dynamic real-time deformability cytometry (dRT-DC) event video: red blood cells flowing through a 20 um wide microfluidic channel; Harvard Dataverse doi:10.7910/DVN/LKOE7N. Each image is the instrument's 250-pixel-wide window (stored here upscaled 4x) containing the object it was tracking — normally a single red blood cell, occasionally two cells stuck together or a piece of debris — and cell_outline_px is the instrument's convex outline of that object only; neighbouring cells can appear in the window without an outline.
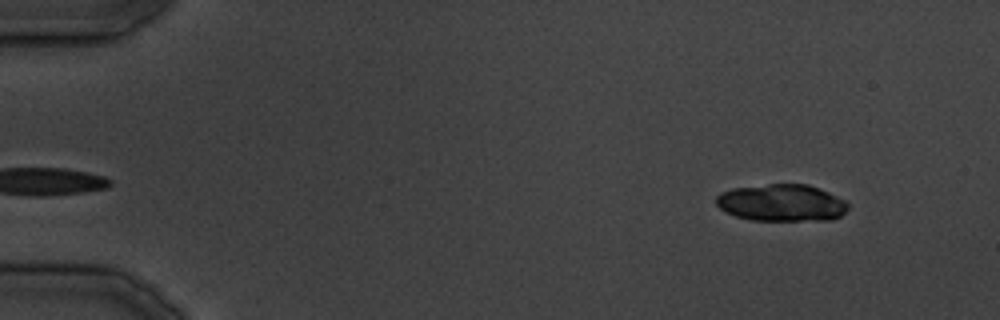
{"species": "common noctule bat (a hibernating species)", "species_latin": "Nyctalus noctula", "temperature_condition": "cold", "stored_images_in_passage": 7, "camera_frame_rate_fps": 3000, "um_per_image_px": 0.085, "animal": {"sex": "male", "body_mass_g": 19.5, "forearm_length_mm": 54.6}, "frame": {"image": 1, "passage_image": 1, "time_ms": 0.0, "image_size_px": [1000, 320], "cell_outline_px": [[848, 208], [840, 216], [832, 220], [752, 220], [736, 216], [720, 208], [716, 204], [716, 196], [720, 192], [732, 188], [768, 184], [808, 184], [848, 200]], "centroid_in_image_um": [66.46, 17.23], "position_along_channel_um": 18.5, "area_um2": 28.55}}